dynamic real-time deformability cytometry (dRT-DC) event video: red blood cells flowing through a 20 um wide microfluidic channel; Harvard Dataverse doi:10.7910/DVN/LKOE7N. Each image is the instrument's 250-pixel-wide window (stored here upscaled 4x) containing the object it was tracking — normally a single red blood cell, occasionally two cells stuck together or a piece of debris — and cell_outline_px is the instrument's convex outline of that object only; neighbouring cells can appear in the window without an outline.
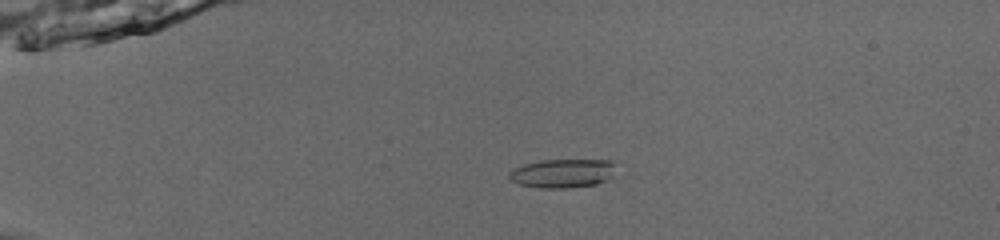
{"species": "common noctule bat (a hibernating species)", "species_latin": "Nyctalus noctula", "temperature_condition": "room temperature", "stored_images_in_passage": 53, "camera_frame_rate_fps": 3000, "um_per_image_px": 0.085, "animal": {"sex": "male", "body_mass_g": 13.0, "forearm_length_mm": 53.1}, "frame": {"image": 1, "passage_image": 14, "time_ms": 4.333, "image_size_px": [1000, 240], "cell_outline_px": [[612, 176], [608, 180], [596, 184], [568, 188], [540, 188], [516, 184], [508, 176], [508, 172], [512, 168], [524, 164], [540, 160], [612, 160]], "centroid_in_image_um": [47.75, 14.74], "position_along_channel_um": 37.3, "area_um2": 17.98}}
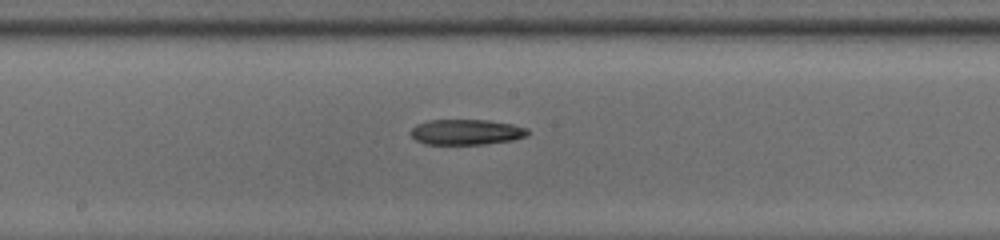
{"frame": {"image": 2, "passage_image": 31, "time_ms": 10.0, "image_size_px": [1000, 240], "cell_outline_px": [[528, 136], [512, 140], [484, 144], [424, 144], [416, 140], [408, 132], [416, 124], [428, 120], [488, 120], [512, 124], [528, 128]], "centroid_in_image_um": [39.62, 11.22], "position_along_channel_um": 208.6, "area_um2": 17.46}}
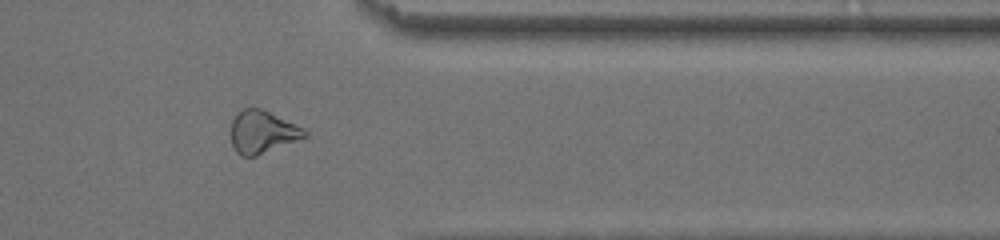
{"frame": {"image": 3, "passage_image": 45, "time_ms": 14.667, "image_size_px": [1000, 240], "cell_outline_px": [[308, 136], [300, 140], [256, 156], [240, 156], [236, 152], [232, 144], [232, 120], [236, 112], [244, 108], [260, 108], [304, 128], [308, 132]], "centroid_in_image_um": [22.32, 11.23], "position_along_channel_um": 389.1, "area_um2": 18.32}}